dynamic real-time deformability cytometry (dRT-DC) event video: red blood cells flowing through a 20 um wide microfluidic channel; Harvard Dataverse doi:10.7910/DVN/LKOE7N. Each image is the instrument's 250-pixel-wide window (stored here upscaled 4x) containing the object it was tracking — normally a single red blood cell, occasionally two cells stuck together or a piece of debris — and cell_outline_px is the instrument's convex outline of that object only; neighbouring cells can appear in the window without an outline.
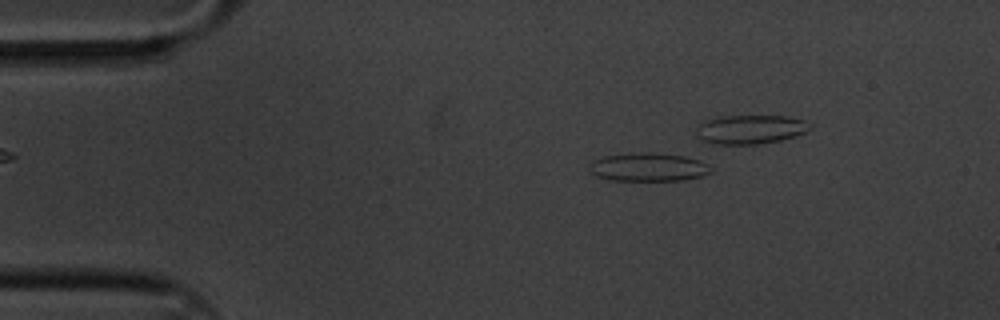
{"species": "common noctule bat (a hibernating species)", "species_latin": "Nyctalus noctula", "temperature_condition": "cold", "stored_images_in_passage": 7, "camera_frame_rate_fps": 3000, "um_per_image_px": 0.085, "animal": {"sex": "male", "body_mass_g": 20.1, "forearm_length_mm": 53.5}, "frame": {"image": 1, "passage_image": 3, "time_ms": 0.667, "image_size_px": [1000, 320], "cell_outline_px": [[712, 172], [704, 176], [680, 180], [616, 180], [596, 176], [592, 172], [592, 164], [596, 160], [604, 156], [640, 152], [656, 152], [684, 156], [700, 160], [708, 164], [712, 168]], "centroid_in_image_um": [55.21, 14.19], "position_along_channel_um": 29.8, "area_um2": 19.88}}
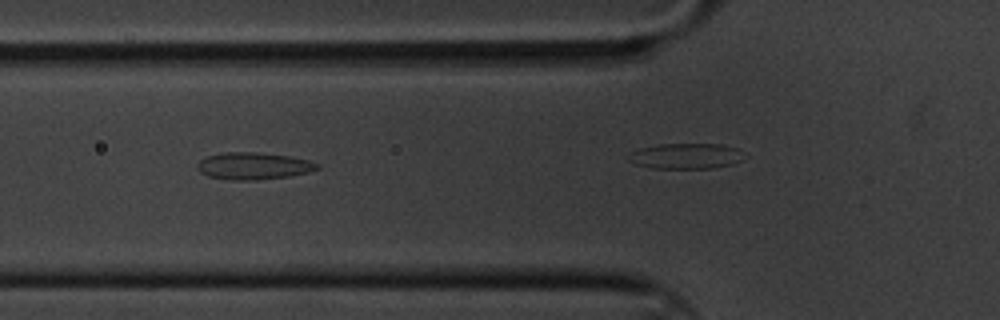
{"frame": {"image": 2, "passage_image": 6, "time_ms": 1.667, "image_size_px": [1000, 320], "cell_outline_px": [[320, 168], [308, 172], [288, 176], [256, 180], [232, 180], [208, 176], [200, 172], [196, 168], [196, 164], [200, 160], [208, 156], [224, 152], [256, 152], [288, 156], [308, 160], [320, 164]], "centroid_in_image_um": [21.53, 14.1], "position_along_channel_um": 104.3, "area_um2": 18.84}}
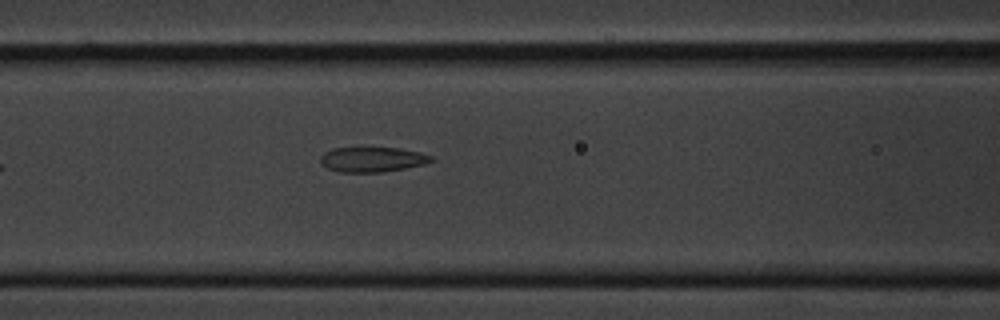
{"frame": {"image": 3, "passage_image": 7, "time_ms": 2.0, "image_size_px": [1000, 320], "cell_outline_px": [[436, 160], [424, 164], [404, 168], [380, 172], [340, 172], [328, 168], [320, 164], [320, 156], [324, 152], [332, 148], [400, 148], [420, 152], [432, 156]], "centroid_in_image_um": [31.64, 13.55], "position_along_channel_um": 135.0, "area_um2": 16.13}}